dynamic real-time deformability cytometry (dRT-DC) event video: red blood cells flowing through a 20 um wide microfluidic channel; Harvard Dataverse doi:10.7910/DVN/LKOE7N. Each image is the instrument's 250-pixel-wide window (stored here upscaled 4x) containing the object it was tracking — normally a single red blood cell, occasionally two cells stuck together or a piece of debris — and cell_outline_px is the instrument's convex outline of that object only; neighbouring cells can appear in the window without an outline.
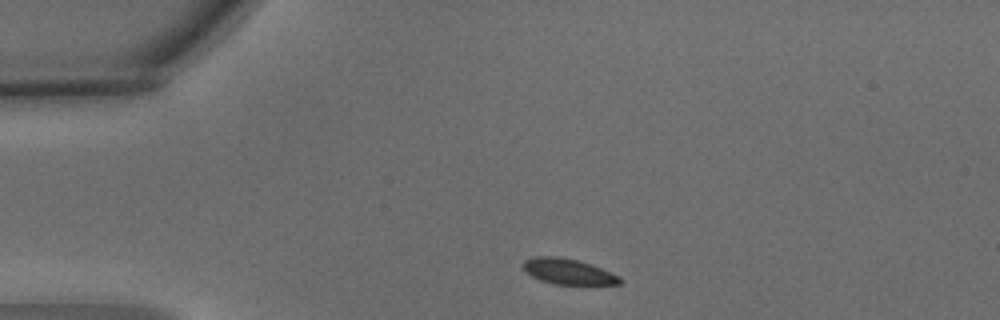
{"species": "common noctule bat (a hibernating species)", "species_latin": "Nyctalus noctula", "temperature_condition": "warm", "stored_images_in_passage": 1, "camera_frame_rate_fps": 3000, "um_per_image_px": 0.085, "animal": {"sex": "male", "body_mass_g": 15.6}, "frame": {"image": 1, "passage_image": 1, "time_ms": 0.0, "image_size_px": [1000, 320], "cell_outline_px": [[624, 280], [620, 284], [556, 284], [540, 280], [532, 276], [520, 264], [524, 260], [540, 256], [556, 256], [576, 260], [600, 268], [620, 276]], "centroid_in_image_um": [48.29, 23.08], "position_along_channel_um": 36.7, "area_um2": 14.16}}